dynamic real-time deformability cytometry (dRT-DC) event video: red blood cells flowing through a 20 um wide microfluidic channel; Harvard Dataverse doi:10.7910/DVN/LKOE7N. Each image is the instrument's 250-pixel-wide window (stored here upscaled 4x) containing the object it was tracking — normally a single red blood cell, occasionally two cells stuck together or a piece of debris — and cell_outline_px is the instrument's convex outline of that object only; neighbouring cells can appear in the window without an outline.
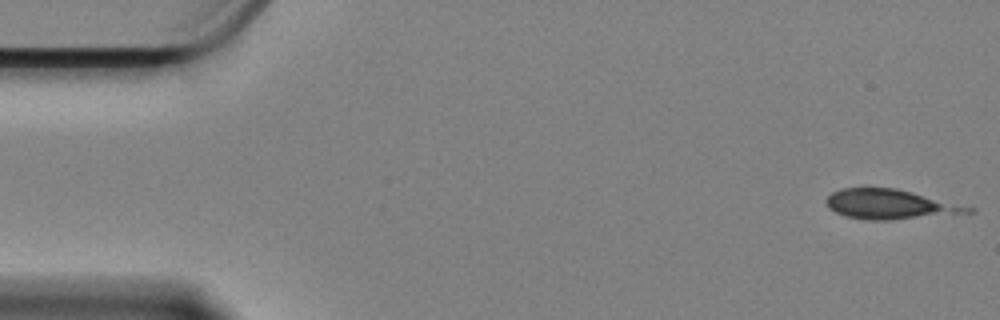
{"species": "Egyptian fruit bat (a non-hibernating species)", "species_latin": "Rousettus aegyptiacus", "temperature_condition": "cold", "stored_images_in_passage": 3, "camera_frame_rate_fps": 3000, "um_per_image_px": 0.085, "animal": {"sex": "female"}, "frame": {"image": 1, "passage_image": 1, "time_ms": 0.0, "image_size_px": [1000, 320], "cell_outline_px": [[972, 212], [888, 220], [872, 220], [848, 216], [836, 212], [828, 208], [824, 200], [832, 192], [840, 188], [896, 188], [912, 192], [972, 208]], "centroid_in_image_um": [75.54, 17.35], "position_along_channel_um": 9.5, "area_um2": 23.87}}